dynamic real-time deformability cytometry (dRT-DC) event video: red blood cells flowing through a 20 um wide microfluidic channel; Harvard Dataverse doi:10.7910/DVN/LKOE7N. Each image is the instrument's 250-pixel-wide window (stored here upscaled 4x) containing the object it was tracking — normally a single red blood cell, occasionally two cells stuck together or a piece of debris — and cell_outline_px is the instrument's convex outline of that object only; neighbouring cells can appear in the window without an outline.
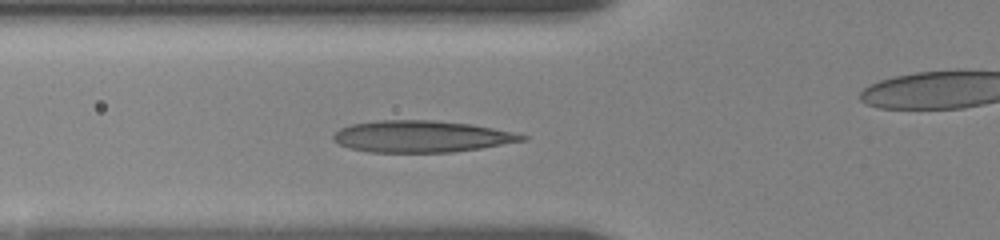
{"species": "human", "species_latin": "Homo sapiens", "temperature_condition": "room temperature", "stored_images_in_passage": 29, "camera_frame_rate_fps": 3000, "um_per_image_px": 0.085, "donor": {"sex": "female"}, "frame": {"image": 1, "passage_image": 7, "time_ms": 4.667, "image_size_px": [1000, 240], "cell_outline_px": [[528, 140], [480, 148], [452, 152], [368, 152], [348, 148], [332, 140], [332, 136], [340, 128], [352, 124], [380, 120], [432, 120], [472, 124], [512, 132], [528, 136]], "centroid_in_image_um": [35.81, 11.6], "position_along_channel_um": 90.0, "area_um2": 34.8}}
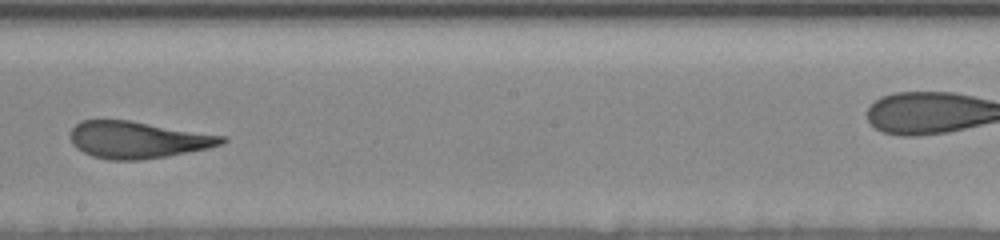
{"frame": {"image": 2, "passage_image": 15, "time_ms": 8.667, "image_size_px": [1000, 240], "cell_outline_px": [[228, 140], [224, 144], [208, 148], [168, 156], [140, 160], [108, 160], [92, 156], [76, 148], [72, 144], [72, 128], [76, 124], [84, 120], [128, 120], [224, 136]], "centroid_in_image_um": [11.72, 11.89], "position_along_channel_um": 236.5, "area_um2": 32.31}}
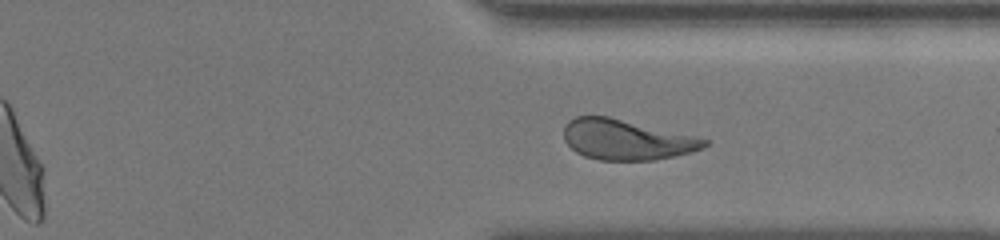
{"frame": {"image": 3, "passage_image": 23, "time_ms": 12.0, "image_size_px": [1000, 240], "cell_outline_px": [[708, 144], [704, 148], [656, 160], [600, 160], [584, 156], [576, 152], [564, 140], [564, 124], [568, 120], [576, 116], [608, 116], [696, 136], [708, 140]], "centroid_in_image_um": [53.22, 11.86], "position_along_channel_um": 358.2, "area_um2": 32.95}, "authors_computed_cell_mechanics": {"area_um2": 33.2928, "velocity_mm_per_s": 3.6431, "shape_relaxation_time_tau1_ms": 6.9143, "shape_relaxation_time_tau2_ms": 1.3125, "deformation_change_tau1": 0.2159, "deformation_change_tau2": 0.0882}}